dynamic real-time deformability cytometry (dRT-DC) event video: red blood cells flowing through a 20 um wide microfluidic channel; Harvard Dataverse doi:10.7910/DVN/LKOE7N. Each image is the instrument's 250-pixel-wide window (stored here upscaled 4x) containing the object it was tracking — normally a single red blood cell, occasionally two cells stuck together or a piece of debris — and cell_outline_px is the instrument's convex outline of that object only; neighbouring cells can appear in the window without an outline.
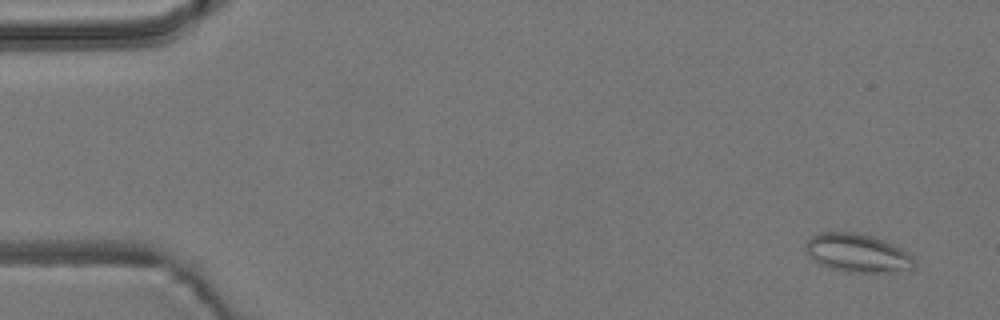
{"species": "common noctule bat (a hibernating species)", "species_latin": "Nyctalus noctula", "temperature_condition": "room temperature", "stored_images_in_passage": 55, "camera_frame_rate_fps": 3000, "um_per_image_px": 0.085, "animal": {"sex": "male", "body_mass_g": 19.2, "forearm_length_mm": 51.8}, "frame": {"image": 1, "passage_image": 3, "time_ms": 0.667, "image_size_px": [1000, 320], "cell_outline_px": [[916, 264], [912, 268], [896, 272], [848, 272], [828, 268], [812, 260], [808, 256], [804, 248], [804, 244], [812, 236], [820, 232], [856, 232], [872, 236], [884, 240], [908, 252], [916, 260]], "centroid_in_image_um": [72.86, 21.51], "position_along_channel_um": 12.1, "area_um2": 24.62}}
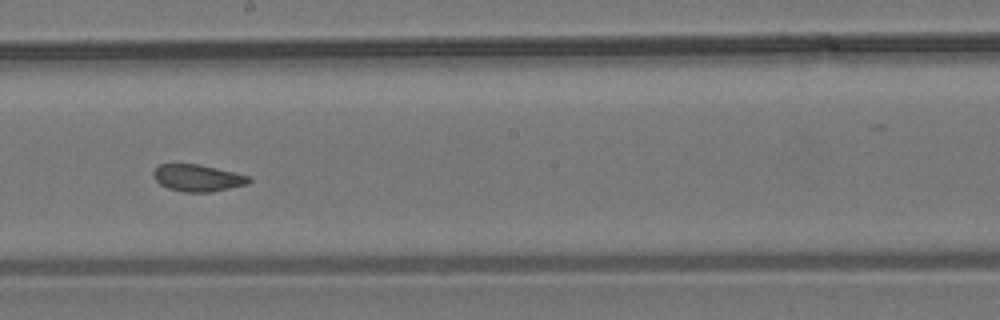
{"frame": {"image": 2, "passage_image": 31, "time_ms": 10.0, "image_size_px": [1000, 320], "cell_outline_px": [[252, 180], [248, 184], [212, 192], [184, 192], [168, 188], [160, 184], [152, 176], [152, 172], [160, 164], [200, 164], [252, 176]], "centroid_in_image_um": [16.83, 15.12], "position_along_channel_um": 231.4, "area_um2": 15.14}}
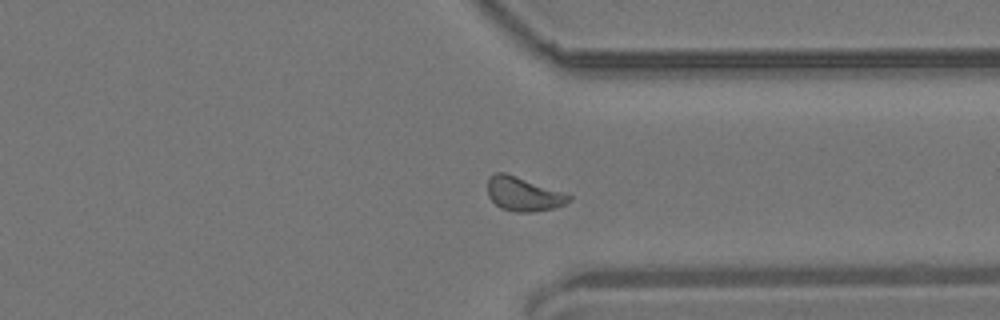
{"frame": {"image": 3, "passage_image": 42, "time_ms": 13.667, "image_size_px": [1000, 320], "cell_outline_px": [[572, 200], [564, 204], [552, 208], [532, 212], [516, 212], [500, 208], [488, 196], [488, 176], [496, 172], [504, 172], [516, 176], [572, 196]], "centroid_in_image_um": [44.44, 16.5], "position_along_channel_um": 367.0, "area_um2": 15.84}, "authors_computed_cell_mechanics": {"area_um2": 15.7794, "velocity_mm_per_s": 3.7165, "shape_relaxation_time_tau1_ms": null, "shape_relaxation_time_tau2_ms": 1.4963, "deformation_change_tau1": null, "deformation_change_tau2": 0.0511}}